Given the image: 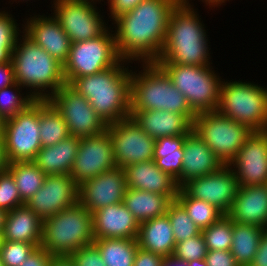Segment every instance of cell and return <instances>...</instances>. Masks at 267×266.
I'll return each mask as SVG.
<instances>
[{
    "label": "cell",
    "mask_w": 267,
    "mask_h": 266,
    "mask_svg": "<svg viewBox=\"0 0 267 266\" xmlns=\"http://www.w3.org/2000/svg\"><path fill=\"white\" fill-rule=\"evenodd\" d=\"M186 4H189V0H181ZM202 2H204L206 4V6L208 5L209 8L211 7H218L221 4L225 3L227 0H201ZM229 1V0H228Z\"/></svg>",
    "instance_id": "cell-54"
},
{
    "label": "cell",
    "mask_w": 267,
    "mask_h": 266,
    "mask_svg": "<svg viewBox=\"0 0 267 266\" xmlns=\"http://www.w3.org/2000/svg\"><path fill=\"white\" fill-rule=\"evenodd\" d=\"M143 0H108V6L110 11V18L116 19L120 15L131 11Z\"/></svg>",
    "instance_id": "cell-45"
},
{
    "label": "cell",
    "mask_w": 267,
    "mask_h": 266,
    "mask_svg": "<svg viewBox=\"0 0 267 266\" xmlns=\"http://www.w3.org/2000/svg\"><path fill=\"white\" fill-rule=\"evenodd\" d=\"M50 266H75L69 256H53Z\"/></svg>",
    "instance_id": "cell-51"
},
{
    "label": "cell",
    "mask_w": 267,
    "mask_h": 266,
    "mask_svg": "<svg viewBox=\"0 0 267 266\" xmlns=\"http://www.w3.org/2000/svg\"><path fill=\"white\" fill-rule=\"evenodd\" d=\"M48 101L62 115L69 135L87 138L107 130V124L91 107L87 98L78 94L68 84L60 87Z\"/></svg>",
    "instance_id": "cell-13"
},
{
    "label": "cell",
    "mask_w": 267,
    "mask_h": 266,
    "mask_svg": "<svg viewBox=\"0 0 267 266\" xmlns=\"http://www.w3.org/2000/svg\"><path fill=\"white\" fill-rule=\"evenodd\" d=\"M176 200L184 207L189 218L203 230L217 222L224 214L215 206L203 200L189 197L179 188Z\"/></svg>",
    "instance_id": "cell-35"
},
{
    "label": "cell",
    "mask_w": 267,
    "mask_h": 266,
    "mask_svg": "<svg viewBox=\"0 0 267 266\" xmlns=\"http://www.w3.org/2000/svg\"><path fill=\"white\" fill-rule=\"evenodd\" d=\"M141 129L153 139L188 135L193 123L185 116L165 110L136 111L131 116Z\"/></svg>",
    "instance_id": "cell-25"
},
{
    "label": "cell",
    "mask_w": 267,
    "mask_h": 266,
    "mask_svg": "<svg viewBox=\"0 0 267 266\" xmlns=\"http://www.w3.org/2000/svg\"><path fill=\"white\" fill-rule=\"evenodd\" d=\"M78 202V185L70 175H46L41 189L26 203L42 220Z\"/></svg>",
    "instance_id": "cell-18"
},
{
    "label": "cell",
    "mask_w": 267,
    "mask_h": 266,
    "mask_svg": "<svg viewBox=\"0 0 267 266\" xmlns=\"http://www.w3.org/2000/svg\"><path fill=\"white\" fill-rule=\"evenodd\" d=\"M227 215L235 223L267 229V185L240 186Z\"/></svg>",
    "instance_id": "cell-24"
},
{
    "label": "cell",
    "mask_w": 267,
    "mask_h": 266,
    "mask_svg": "<svg viewBox=\"0 0 267 266\" xmlns=\"http://www.w3.org/2000/svg\"><path fill=\"white\" fill-rule=\"evenodd\" d=\"M216 111L253 131H266L267 88L247 81H222Z\"/></svg>",
    "instance_id": "cell-7"
},
{
    "label": "cell",
    "mask_w": 267,
    "mask_h": 266,
    "mask_svg": "<svg viewBox=\"0 0 267 266\" xmlns=\"http://www.w3.org/2000/svg\"><path fill=\"white\" fill-rule=\"evenodd\" d=\"M186 136H167L155 141L153 160L159 169L170 174L175 180L181 176L183 143Z\"/></svg>",
    "instance_id": "cell-30"
},
{
    "label": "cell",
    "mask_w": 267,
    "mask_h": 266,
    "mask_svg": "<svg viewBox=\"0 0 267 266\" xmlns=\"http://www.w3.org/2000/svg\"><path fill=\"white\" fill-rule=\"evenodd\" d=\"M112 32L114 31L108 28L96 38L71 44L68 59L63 64L64 78L68 85L75 78L93 75L110 68L121 59Z\"/></svg>",
    "instance_id": "cell-11"
},
{
    "label": "cell",
    "mask_w": 267,
    "mask_h": 266,
    "mask_svg": "<svg viewBox=\"0 0 267 266\" xmlns=\"http://www.w3.org/2000/svg\"><path fill=\"white\" fill-rule=\"evenodd\" d=\"M249 266H267V229L262 234L257 252Z\"/></svg>",
    "instance_id": "cell-49"
},
{
    "label": "cell",
    "mask_w": 267,
    "mask_h": 266,
    "mask_svg": "<svg viewBox=\"0 0 267 266\" xmlns=\"http://www.w3.org/2000/svg\"><path fill=\"white\" fill-rule=\"evenodd\" d=\"M14 48L15 47H1L0 44V64L11 60Z\"/></svg>",
    "instance_id": "cell-52"
},
{
    "label": "cell",
    "mask_w": 267,
    "mask_h": 266,
    "mask_svg": "<svg viewBox=\"0 0 267 266\" xmlns=\"http://www.w3.org/2000/svg\"><path fill=\"white\" fill-rule=\"evenodd\" d=\"M173 85L186 97L196 113L216 111L219 103L221 77L212 66L158 64Z\"/></svg>",
    "instance_id": "cell-8"
},
{
    "label": "cell",
    "mask_w": 267,
    "mask_h": 266,
    "mask_svg": "<svg viewBox=\"0 0 267 266\" xmlns=\"http://www.w3.org/2000/svg\"><path fill=\"white\" fill-rule=\"evenodd\" d=\"M265 229L233 222L231 253L239 266H249L257 252Z\"/></svg>",
    "instance_id": "cell-31"
},
{
    "label": "cell",
    "mask_w": 267,
    "mask_h": 266,
    "mask_svg": "<svg viewBox=\"0 0 267 266\" xmlns=\"http://www.w3.org/2000/svg\"><path fill=\"white\" fill-rule=\"evenodd\" d=\"M123 170L127 188L166 195L171 200L177 198L180 187L176 180L159 169L154 160L132 164Z\"/></svg>",
    "instance_id": "cell-22"
},
{
    "label": "cell",
    "mask_w": 267,
    "mask_h": 266,
    "mask_svg": "<svg viewBox=\"0 0 267 266\" xmlns=\"http://www.w3.org/2000/svg\"><path fill=\"white\" fill-rule=\"evenodd\" d=\"M23 204L13 176L4 170L0 173V208L8 212Z\"/></svg>",
    "instance_id": "cell-41"
},
{
    "label": "cell",
    "mask_w": 267,
    "mask_h": 266,
    "mask_svg": "<svg viewBox=\"0 0 267 266\" xmlns=\"http://www.w3.org/2000/svg\"><path fill=\"white\" fill-rule=\"evenodd\" d=\"M107 131L118 168L153 160L156 140L147 135L132 117L108 125Z\"/></svg>",
    "instance_id": "cell-14"
},
{
    "label": "cell",
    "mask_w": 267,
    "mask_h": 266,
    "mask_svg": "<svg viewBox=\"0 0 267 266\" xmlns=\"http://www.w3.org/2000/svg\"><path fill=\"white\" fill-rule=\"evenodd\" d=\"M127 189L123 168H116L78 186V202L93 213L103 207L123 202Z\"/></svg>",
    "instance_id": "cell-19"
},
{
    "label": "cell",
    "mask_w": 267,
    "mask_h": 266,
    "mask_svg": "<svg viewBox=\"0 0 267 266\" xmlns=\"http://www.w3.org/2000/svg\"><path fill=\"white\" fill-rule=\"evenodd\" d=\"M125 61L130 63L120 59L110 68L75 78L69 84L78 94L87 98L91 107L107 125L130 117L131 70L124 66Z\"/></svg>",
    "instance_id": "cell-2"
},
{
    "label": "cell",
    "mask_w": 267,
    "mask_h": 266,
    "mask_svg": "<svg viewBox=\"0 0 267 266\" xmlns=\"http://www.w3.org/2000/svg\"><path fill=\"white\" fill-rule=\"evenodd\" d=\"M106 266H133L139 248L137 239L102 238L94 239Z\"/></svg>",
    "instance_id": "cell-32"
},
{
    "label": "cell",
    "mask_w": 267,
    "mask_h": 266,
    "mask_svg": "<svg viewBox=\"0 0 267 266\" xmlns=\"http://www.w3.org/2000/svg\"><path fill=\"white\" fill-rule=\"evenodd\" d=\"M7 211L0 208V233L3 232Z\"/></svg>",
    "instance_id": "cell-55"
},
{
    "label": "cell",
    "mask_w": 267,
    "mask_h": 266,
    "mask_svg": "<svg viewBox=\"0 0 267 266\" xmlns=\"http://www.w3.org/2000/svg\"><path fill=\"white\" fill-rule=\"evenodd\" d=\"M137 242L145 251L163 257L172 255L176 241L167 214L140 223Z\"/></svg>",
    "instance_id": "cell-28"
},
{
    "label": "cell",
    "mask_w": 267,
    "mask_h": 266,
    "mask_svg": "<svg viewBox=\"0 0 267 266\" xmlns=\"http://www.w3.org/2000/svg\"><path fill=\"white\" fill-rule=\"evenodd\" d=\"M240 186L267 184V130L253 131L228 164Z\"/></svg>",
    "instance_id": "cell-17"
},
{
    "label": "cell",
    "mask_w": 267,
    "mask_h": 266,
    "mask_svg": "<svg viewBox=\"0 0 267 266\" xmlns=\"http://www.w3.org/2000/svg\"><path fill=\"white\" fill-rule=\"evenodd\" d=\"M53 256L44 248H36L20 266H50Z\"/></svg>",
    "instance_id": "cell-46"
},
{
    "label": "cell",
    "mask_w": 267,
    "mask_h": 266,
    "mask_svg": "<svg viewBox=\"0 0 267 266\" xmlns=\"http://www.w3.org/2000/svg\"><path fill=\"white\" fill-rule=\"evenodd\" d=\"M205 260L208 266H239L230 250H208Z\"/></svg>",
    "instance_id": "cell-44"
},
{
    "label": "cell",
    "mask_w": 267,
    "mask_h": 266,
    "mask_svg": "<svg viewBox=\"0 0 267 266\" xmlns=\"http://www.w3.org/2000/svg\"><path fill=\"white\" fill-rule=\"evenodd\" d=\"M112 141L105 132L81 138L70 176L79 186L104 172L116 169Z\"/></svg>",
    "instance_id": "cell-16"
},
{
    "label": "cell",
    "mask_w": 267,
    "mask_h": 266,
    "mask_svg": "<svg viewBox=\"0 0 267 266\" xmlns=\"http://www.w3.org/2000/svg\"><path fill=\"white\" fill-rule=\"evenodd\" d=\"M43 220L25 204L7 212L2 239L40 247Z\"/></svg>",
    "instance_id": "cell-26"
},
{
    "label": "cell",
    "mask_w": 267,
    "mask_h": 266,
    "mask_svg": "<svg viewBox=\"0 0 267 266\" xmlns=\"http://www.w3.org/2000/svg\"><path fill=\"white\" fill-rule=\"evenodd\" d=\"M207 247L203 235L200 233L192 238L177 242L173 256L186 262L198 259H205Z\"/></svg>",
    "instance_id": "cell-40"
},
{
    "label": "cell",
    "mask_w": 267,
    "mask_h": 266,
    "mask_svg": "<svg viewBox=\"0 0 267 266\" xmlns=\"http://www.w3.org/2000/svg\"><path fill=\"white\" fill-rule=\"evenodd\" d=\"M101 0H54L53 16L72 43L102 35L108 27L96 8Z\"/></svg>",
    "instance_id": "cell-12"
},
{
    "label": "cell",
    "mask_w": 267,
    "mask_h": 266,
    "mask_svg": "<svg viewBox=\"0 0 267 266\" xmlns=\"http://www.w3.org/2000/svg\"><path fill=\"white\" fill-rule=\"evenodd\" d=\"M193 6L180 0L172 9L157 64L210 65L206 30Z\"/></svg>",
    "instance_id": "cell-3"
},
{
    "label": "cell",
    "mask_w": 267,
    "mask_h": 266,
    "mask_svg": "<svg viewBox=\"0 0 267 266\" xmlns=\"http://www.w3.org/2000/svg\"><path fill=\"white\" fill-rule=\"evenodd\" d=\"M80 141L70 135L56 145L42 147L33 162L45 175H70Z\"/></svg>",
    "instance_id": "cell-27"
},
{
    "label": "cell",
    "mask_w": 267,
    "mask_h": 266,
    "mask_svg": "<svg viewBox=\"0 0 267 266\" xmlns=\"http://www.w3.org/2000/svg\"><path fill=\"white\" fill-rule=\"evenodd\" d=\"M69 135L62 115L48 100H40V140L42 147L58 144Z\"/></svg>",
    "instance_id": "cell-34"
},
{
    "label": "cell",
    "mask_w": 267,
    "mask_h": 266,
    "mask_svg": "<svg viewBox=\"0 0 267 266\" xmlns=\"http://www.w3.org/2000/svg\"><path fill=\"white\" fill-rule=\"evenodd\" d=\"M239 182L228 164L205 176L196 177L180 188L189 196L203 200L227 215L239 190Z\"/></svg>",
    "instance_id": "cell-15"
},
{
    "label": "cell",
    "mask_w": 267,
    "mask_h": 266,
    "mask_svg": "<svg viewBox=\"0 0 267 266\" xmlns=\"http://www.w3.org/2000/svg\"><path fill=\"white\" fill-rule=\"evenodd\" d=\"M2 233H0V246H1V243H2Z\"/></svg>",
    "instance_id": "cell-58"
},
{
    "label": "cell",
    "mask_w": 267,
    "mask_h": 266,
    "mask_svg": "<svg viewBox=\"0 0 267 266\" xmlns=\"http://www.w3.org/2000/svg\"><path fill=\"white\" fill-rule=\"evenodd\" d=\"M18 24L8 11H0V44L1 47H15L21 36Z\"/></svg>",
    "instance_id": "cell-42"
},
{
    "label": "cell",
    "mask_w": 267,
    "mask_h": 266,
    "mask_svg": "<svg viewBox=\"0 0 267 266\" xmlns=\"http://www.w3.org/2000/svg\"><path fill=\"white\" fill-rule=\"evenodd\" d=\"M14 68L12 61L0 64V90L15 84Z\"/></svg>",
    "instance_id": "cell-48"
},
{
    "label": "cell",
    "mask_w": 267,
    "mask_h": 266,
    "mask_svg": "<svg viewBox=\"0 0 267 266\" xmlns=\"http://www.w3.org/2000/svg\"><path fill=\"white\" fill-rule=\"evenodd\" d=\"M6 170L13 176L24 203L41 189L46 177L33 161L12 162L7 164Z\"/></svg>",
    "instance_id": "cell-33"
},
{
    "label": "cell",
    "mask_w": 267,
    "mask_h": 266,
    "mask_svg": "<svg viewBox=\"0 0 267 266\" xmlns=\"http://www.w3.org/2000/svg\"><path fill=\"white\" fill-rule=\"evenodd\" d=\"M138 74L131 70L130 117L136 111L165 110L185 115L192 123L197 115L186 97L156 62H142Z\"/></svg>",
    "instance_id": "cell-5"
},
{
    "label": "cell",
    "mask_w": 267,
    "mask_h": 266,
    "mask_svg": "<svg viewBox=\"0 0 267 266\" xmlns=\"http://www.w3.org/2000/svg\"><path fill=\"white\" fill-rule=\"evenodd\" d=\"M34 244L2 240L0 257L4 266H20L36 249Z\"/></svg>",
    "instance_id": "cell-39"
},
{
    "label": "cell",
    "mask_w": 267,
    "mask_h": 266,
    "mask_svg": "<svg viewBox=\"0 0 267 266\" xmlns=\"http://www.w3.org/2000/svg\"><path fill=\"white\" fill-rule=\"evenodd\" d=\"M38 16V17H37ZM24 33L53 58L64 64L69 56L71 40L52 16L35 15L26 19Z\"/></svg>",
    "instance_id": "cell-20"
},
{
    "label": "cell",
    "mask_w": 267,
    "mask_h": 266,
    "mask_svg": "<svg viewBox=\"0 0 267 266\" xmlns=\"http://www.w3.org/2000/svg\"><path fill=\"white\" fill-rule=\"evenodd\" d=\"M183 151L181 176L176 180L179 187L193 178L213 173L224 165L194 130L185 137Z\"/></svg>",
    "instance_id": "cell-23"
},
{
    "label": "cell",
    "mask_w": 267,
    "mask_h": 266,
    "mask_svg": "<svg viewBox=\"0 0 267 266\" xmlns=\"http://www.w3.org/2000/svg\"><path fill=\"white\" fill-rule=\"evenodd\" d=\"M1 137L7 164L34 161L42 148L40 140V100L2 122Z\"/></svg>",
    "instance_id": "cell-9"
},
{
    "label": "cell",
    "mask_w": 267,
    "mask_h": 266,
    "mask_svg": "<svg viewBox=\"0 0 267 266\" xmlns=\"http://www.w3.org/2000/svg\"><path fill=\"white\" fill-rule=\"evenodd\" d=\"M0 266H4V265H3V262H2V260H1V257H0Z\"/></svg>",
    "instance_id": "cell-59"
},
{
    "label": "cell",
    "mask_w": 267,
    "mask_h": 266,
    "mask_svg": "<svg viewBox=\"0 0 267 266\" xmlns=\"http://www.w3.org/2000/svg\"><path fill=\"white\" fill-rule=\"evenodd\" d=\"M6 168H7V161L4 154L2 137L0 136V173L6 170Z\"/></svg>",
    "instance_id": "cell-53"
},
{
    "label": "cell",
    "mask_w": 267,
    "mask_h": 266,
    "mask_svg": "<svg viewBox=\"0 0 267 266\" xmlns=\"http://www.w3.org/2000/svg\"><path fill=\"white\" fill-rule=\"evenodd\" d=\"M162 259L163 256L159 254L138 248L133 266H160Z\"/></svg>",
    "instance_id": "cell-47"
},
{
    "label": "cell",
    "mask_w": 267,
    "mask_h": 266,
    "mask_svg": "<svg viewBox=\"0 0 267 266\" xmlns=\"http://www.w3.org/2000/svg\"><path fill=\"white\" fill-rule=\"evenodd\" d=\"M92 217L94 239H137L139 223L123 202L94 211Z\"/></svg>",
    "instance_id": "cell-21"
},
{
    "label": "cell",
    "mask_w": 267,
    "mask_h": 266,
    "mask_svg": "<svg viewBox=\"0 0 267 266\" xmlns=\"http://www.w3.org/2000/svg\"><path fill=\"white\" fill-rule=\"evenodd\" d=\"M207 250L231 249L233 240V221L228 215L222 216L208 228L201 230Z\"/></svg>",
    "instance_id": "cell-36"
},
{
    "label": "cell",
    "mask_w": 267,
    "mask_h": 266,
    "mask_svg": "<svg viewBox=\"0 0 267 266\" xmlns=\"http://www.w3.org/2000/svg\"><path fill=\"white\" fill-rule=\"evenodd\" d=\"M172 200L166 196L144 190L127 188L123 203L138 223L163 216Z\"/></svg>",
    "instance_id": "cell-29"
},
{
    "label": "cell",
    "mask_w": 267,
    "mask_h": 266,
    "mask_svg": "<svg viewBox=\"0 0 267 266\" xmlns=\"http://www.w3.org/2000/svg\"><path fill=\"white\" fill-rule=\"evenodd\" d=\"M75 266H106L94 244L77 249L69 255Z\"/></svg>",
    "instance_id": "cell-43"
},
{
    "label": "cell",
    "mask_w": 267,
    "mask_h": 266,
    "mask_svg": "<svg viewBox=\"0 0 267 266\" xmlns=\"http://www.w3.org/2000/svg\"><path fill=\"white\" fill-rule=\"evenodd\" d=\"M180 0H143L113 20L118 56L130 62H156L165 43L172 9Z\"/></svg>",
    "instance_id": "cell-1"
},
{
    "label": "cell",
    "mask_w": 267,
    "mask_h": 266,
    "mask_svg": "<svg viewBox=\"0 0 267 266\" xmlns=\"http://www.w3.org/2000/svg\"><path fill=\"white\" fill-rule=\"evenodd\" d=\"M166 214L170 220L176 243L201 233V230L189 218L184 207L176 199L169 203Z\"/></svg>",
    "instance_id": "cell-37"
},
{
    "label": "cell",
    "mask_w": 267,
    "mask_h": 266,
    "mask_svg": "<svg viewBox=\"0 0 267 266\" xmlns=\"http://www.w3.org/2000/svg\"><path fill=\"white\" fill-rule=\"evenodd\" d=\"M193 130L223 164L230 163L253 132L245 124L223 116L217 111L197 114Z\"/></svg>",
    "instance_id": "cell-10"
},
{
    "label": "cell",
    "mask_w": 267,
    "mask_h": 266,
    "mask_svg": "<svg viewBox=\"0 0 267 266\" xmlns=\"http://www.w3.org/2000/svg\"><path fill=\"white\" fill-rule=\"evenodd\" d=\"M188 266H208V265L205 259H198L189 261Z\"/></svg>",
    "instance_id": "cell-56"
},
{
    "label": "cell",
    "mask_w": 267,
    "mask_h": 266,
    "mask_svg": "<svg viewBox=\"0 0 267 266\" xmlns=\"http://www.w3.org/2000/svg\"><path fill=\"white\" fill-rule=\"evenodd\" d=\"M93 242L92 213L79 202L43 220L40 247L52 256H69Z\"/></svg>",
    "instance_id": "cell-6"
},
{
    "label": "cell",
    "mask_w": 267,
    "mask_h": 266,
    "mask_svg": "<svg viewBox=\"0 0 267 266\" xmlns=\"http://www.w3.org/2000/svg\"><path fill=\"white\" fill-rule=\"evenodd\" d=\"M2 120L0 119V136H1Z\"/></svg>",
    "instance_id": "cell-57"
},
{
    "label": "cell",
    "mask_w": 267,
    "mask_h": 266,
    "mask_svg": "<svg viewBox=\"0 0 267 266\" xmlns=\"http://www.w3.org/2000/svg\"><path fill=\"white\" fill-rule=\"evenodd\" d=\"M21 88V89H20ZM22 86L18 83L0 90V119L2 122L25 110L35 99L28 93H20Z\"/></svg>",
    "instance_id": "cell-38"
},
{
    "label": "cell",
    "mask_w": 267,
    "mask_h": 266,
    "mask_svg": "<svg viewBox=\"0 0 267 266\" xmlns=\"http://www.w3.org/2000/svg\"><path fill=\"white\" fill-rule=\"evenodd\" d=\"M21 37L18 38L11 56L15 82L30 89L28 93L35 100H48L60 87L67 84L63 64L24 32Z\"/></svg>",
    "instance_id": "cell-4"
},
{
    "label": "cell",
    "mask_w": 267,
    "mask_h": 266,
    "mask_svg": "<svg viewBox=\"0 0 267 266\" xmlns=\"http://www.w3.org/2000/svg\"><path fill=\"white\" fill-rule=\"evenodd\" d=\"M160 266H188V262L170 255L163 257Z\"/></svg>",
    "instance_id": "cell-50"
}]
</instances>
